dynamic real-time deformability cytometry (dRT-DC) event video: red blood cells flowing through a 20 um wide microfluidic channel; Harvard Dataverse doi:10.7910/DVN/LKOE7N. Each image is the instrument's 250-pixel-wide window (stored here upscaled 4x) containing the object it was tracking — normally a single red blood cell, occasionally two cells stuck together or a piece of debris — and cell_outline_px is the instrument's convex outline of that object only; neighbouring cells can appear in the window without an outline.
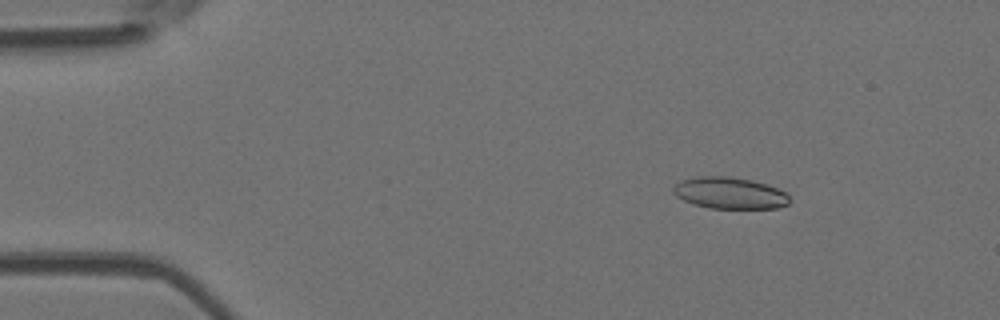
{"species": "Egyptian fruit bat (a non-hibernating species)", "species_latin": "Rousettus aegyptiacus", "temperature_condition": "room temperature", "stored_images_in_passage": 53, "camera_frame_rate_fps": 3000, "um_per_image_px": 0.085, "animal": {"sex": "female"}, "frame": {"image": 1, "passage_image": 8, "time_ms": 2.333, "image_size_px": [1000, 320], "cell_outline_px": [[792, 200], [788, 204], [776, 208], [708, 208], [692, 204], [676, 196], [672, 192], [672, 188], [680, 180], [696, 176], [732, 176], [752, 180], [768, 184], [784, 192]], "centroid_in_image_um": [62.0, 16.4], "position_along_channel_um": 23.0, "area_um2": 21.62}}
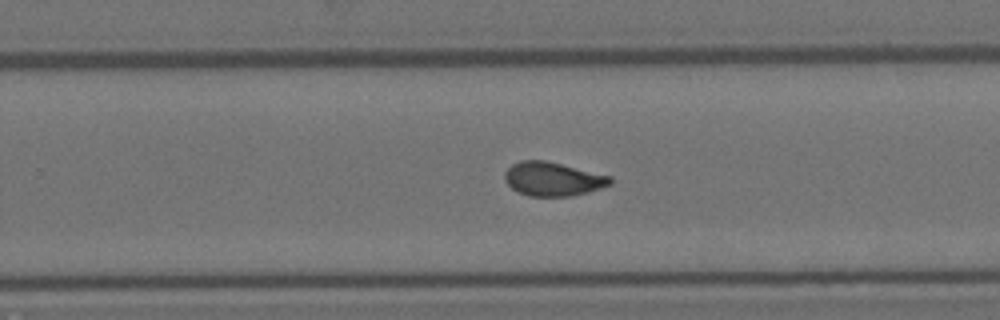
{"frame": {"image": 2, "passage_image": 34, "time_ms": 11.0, "image_size_px": [1000, 320], "cell_outline_px": [[612, 184], [588, 192], [572, 196], [528, 196], [512, 188], [504, 180], [504, 172], [512, 164], [520, 160], [544, 160], [612, 176]], "centroid_in_image_um": [46.99, 15.21], "position_along_channel_um": 282.8, "area_um2": 20.81}}
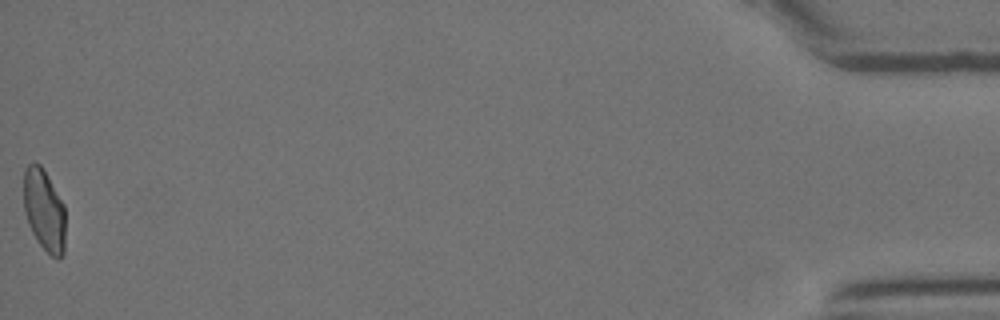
{"frame": {"image": 3, "passage_image": 53, "time_ms": 17.333, "image_size_px": [1000, 320], "cell_outline_px": [[64, 252], [60, 260], [56, 260], [40, 244], [32, 232], [28, 224], [24, 212], [24, 168], [32, 160], [40, 164], [64, 204]], "centroid_in_image_um": [3.74, 17.85], "position_along_channel_um": 431.5, "area_um2": 19.94}, "authors_computed_cell_mechanics": {"area_um2": 21.0392, "velocity_mm_per_s": 3.8977, "shape_relaxation_time_tau1_ms": 9.6023, "shape_relaxation_time_tau2_ms": 1.9543, "deformation_change_tau1": 0.2126, "deformation_change_tau2": 0.0743}}